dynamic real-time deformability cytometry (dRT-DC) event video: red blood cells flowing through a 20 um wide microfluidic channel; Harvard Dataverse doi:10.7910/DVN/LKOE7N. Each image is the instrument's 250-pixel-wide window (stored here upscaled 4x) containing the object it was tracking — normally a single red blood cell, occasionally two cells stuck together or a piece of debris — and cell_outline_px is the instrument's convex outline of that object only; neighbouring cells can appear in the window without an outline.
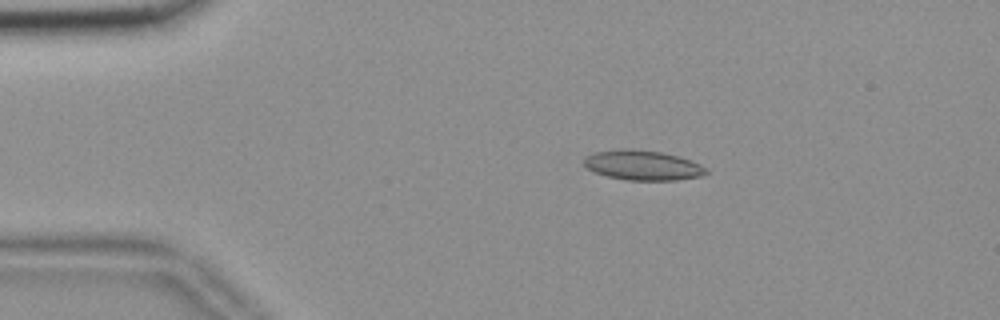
{"species": "common noctule bat (a hibernating species)", "species_latin": "Nyctalus noctula", "temperature_condition": "room temperature", "stored_images_in_passage": 47, "camera_frame_rate_fps": 3000, "um_per_image_px": 0.085, "animal": {"sex": "female", "body_mass_g": 18.4}, "frame": {"image": 1, "passage_image": 2, "time_ms": 0.333, "image_size_px": [1000, 320], "cell_outline_px": [[708, 172], [700, 176], [676, 180], [628, 180], [608, 176], [596, 172], [588, 168], [584, 164], [584, 160], [592, 152], [620, 148], [632, 148], [660, 152], [692, 160], [700, 164]], "centroid_in_image_um": [54.61, 14.03], "position_along_channel_um": 30.4, "area_um2": 21.1}}
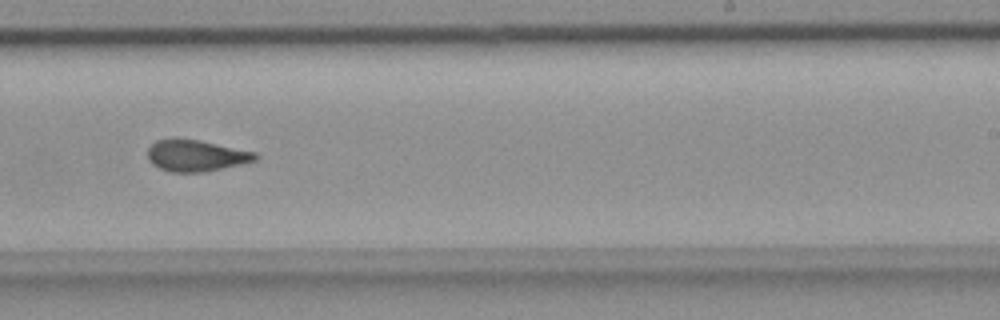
{"frame": {"image": 2, "passage_image": 26, "time_ms": 8.333, "image_size_px": [1000, 320], "cell_outline_px": [[260, 156], [256, 160], [220, 168], [200, 172], [172, 172], [160, 168], [152, 164], [148, 160], [148, 148], [156, 140], [176, 136], [200, 140], [256, 152]], "centroid_in_image_um": [16.61, 13.19], "position_along_channel_um": 272.4, "area_um2": 19.88}}
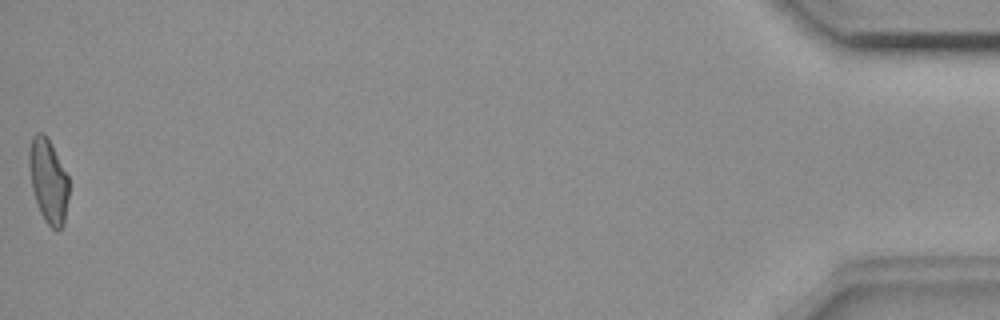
{"frame": {"image": 3, "passage_image": 47, "time_ms": 15.333, "image_size_px": [1000, 320], "cell_outline_px": [[68, 196], [64, 224], [56, 232], [44, 220], [40, 212], [32, 188], [28, 164], [28, 152], [32, 136], [36, 132], [44, 132], [68, 176]], "centroid_in_image_um": [4.09, 15.37], "position_along_channel_um": 431.1, "area_um2": 19.36}, "authors_computed_cell_mechanics": {"area_um2": 19.8832, "velocity_mm_per_s": 3.68, "shape_relaxation_time_tau1_ms": null, "shape_relaxation_time_tau2_ms": 2.1445, "deformation_change_tau1": null, "deformation_change_tau2": 0.0846}}